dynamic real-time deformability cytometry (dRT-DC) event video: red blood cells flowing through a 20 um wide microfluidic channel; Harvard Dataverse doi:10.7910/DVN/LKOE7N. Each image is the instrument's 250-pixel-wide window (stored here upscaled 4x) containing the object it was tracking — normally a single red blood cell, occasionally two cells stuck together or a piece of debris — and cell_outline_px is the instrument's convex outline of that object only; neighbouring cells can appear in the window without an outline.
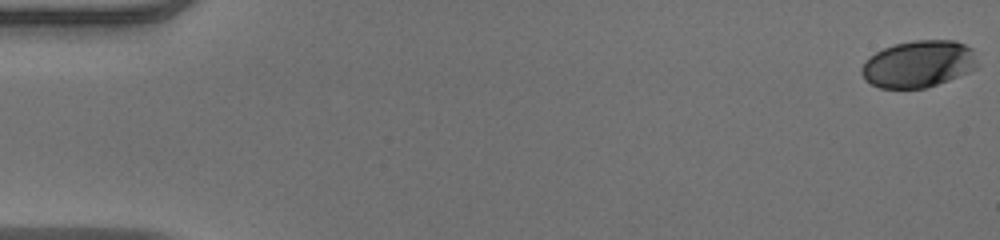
{"species": "human", "species_latin": "Homo sapiens", "temperature_condition": "warm", "stored_images_in_passage": 53, "camera_frame_rate_fps": 3000, "um_per_image_px": 0.085, "donor": {"sex": "male"}, "frame": {"image": 1, "passage_image": 1, "time_ms": 0.0, "image_size_px": [1000, 240], "cell_outline_px": [[980, 64], [976, 68], [968, 72], [948, 80], [924, 88], [880, 88], [864, 80], [860, 72], [860, 68], [864, 60], [876, 52], [884, 48], [896, 44], [912, 40], [956, 40], [972, 48]], "centroid_in_image_um": [78.07, 5.43], "position_along_channel_um": 6.9, "area_um2": 31.91}}
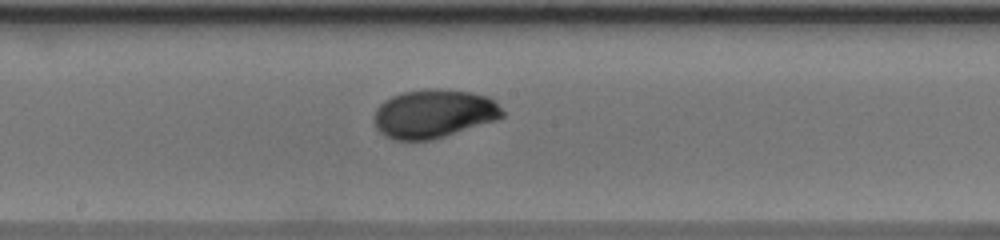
{"frame": {"image": 2, "passage_image": 29, "time_ms": 9.333, "image_size_px": [1000, 240], "cell_outline_px": [[504, 116], [496, 120], [432, 140], [396, 140], [384, 136], [376, 128], [376, 108], [384, 100], [392, 96], [404, 92], [424, 88], [440, 88], [472, 92], [488, 96], [504, 112]], "centroid_in_image_um": [36.87, 9.65], "position_along_channel_um": 211.3, "area_um2": 36.24}}
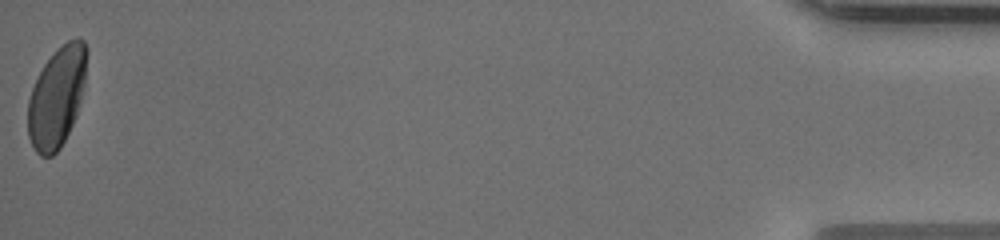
{"frame": {"image": 3, "passage_image": 53, "time_ms": 17.333, "image_size_px": [1000, 240], "cell_outline_px": [[88, 52], [84, 84], [76, 116], [60, 148], [52, 156], [40, 156], [36, 152], [28, 136], [28, 100], [32, 88], [44, 64], [68, 40], [84, 40], [88, 48]], "centroid_in_image_um": [4.83, 8.28], "position_along_channel_um": 430.4, "area_um2": 33.87}, "authors_computed_cell_mechanics": {"area_um2": 35.0846, "velocity_mm_per_s": 3.9535, "shape_relaxation_time_tau1_ms": 3.7501, "shape_relaxation_time_tau2_ms": null, "deformation_change_tau1": 0.162, "deformation_change_tau2": null}}